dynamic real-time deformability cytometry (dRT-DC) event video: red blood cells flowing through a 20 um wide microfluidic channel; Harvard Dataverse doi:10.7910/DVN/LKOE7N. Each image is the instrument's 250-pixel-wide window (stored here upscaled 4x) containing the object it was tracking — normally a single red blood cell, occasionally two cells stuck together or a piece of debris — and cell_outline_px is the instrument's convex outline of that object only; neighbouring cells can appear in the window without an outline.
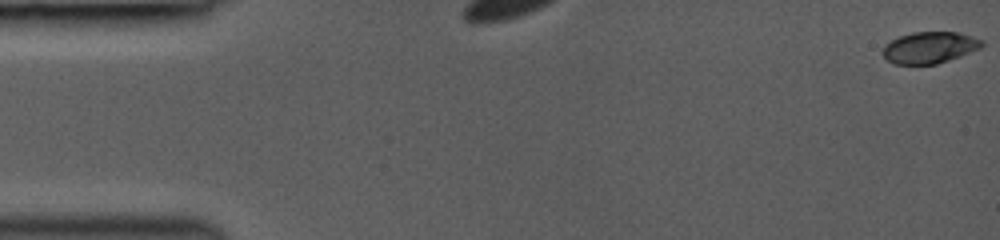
{"species": "common noctule bat (a hibernating species)", "species_latin": "Nyctalus noctula", "temperature_condition": "room temperature", "stored_images_in_passage": 32, "camera_frame_rate_fps": 3000, "um_per_image_px": 0.085, "animal": {"sex": "female", "body_mass_g": 19.0, "forearm_length_mm": 53.3}, "frame": {"image": 1, "passage_image": 1, "time_ms": 0.0, "image_size_px": [1000, 240], "cell_outline_px": [[984, 44], [980, 48], [960, 56], [936, 64], [896, 64], [888, 60], [884, 56], [884, 44], [900, 36], [912, 32], [960, 32], [984, 40]], "centroid_in_image_um": [79.05, 4.03], "position_along_channel_um": 5.9, "area_um2": 18.09}}
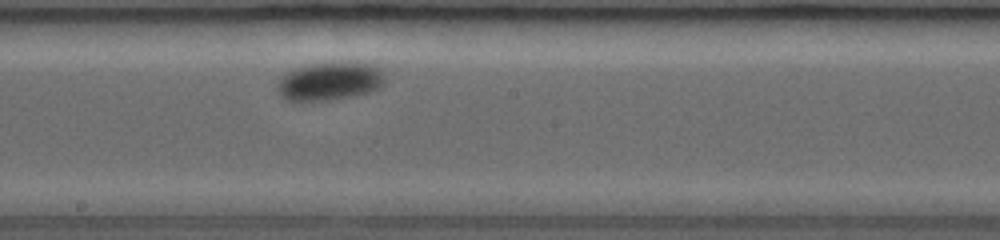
{"frame": {"image": 2, "passage_image": 18, "time_ms": 5.667, "image_size_px": [1000, 240], "cell_outline_px": [[384, 84], [380, 88], [368, 92], [328, 100], [288, 100], [280, 96], [276, 88], [276, 84], [288, 72], [312, 64], [332, 60], [356, 60], [376, 64], [380, 68], [384, 76]], "centroid_in_image_um": [28.1, 6.84], "position_along_channel_um": 220.1, "area_um2": 24.39}}
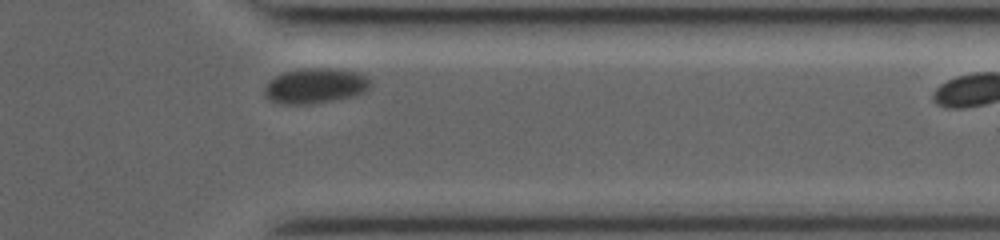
{"frame": {"image": 3, "passage_image": 31, "time_ms": 10.0, "image_size_px": [1000, 240], "cell_outline_px": [[372, 84], [364, 92], [356, 96], [312, 104], [280, 104], [268, 100], [264, 96], [264, 88], [276, 76], [284, 72], [308, 68], [328, 68], [360, 72]], "centroid_in_image_um": [26.8, 7.31], "position_along_channel_um": 384.6, "area_um2": 21.73}}